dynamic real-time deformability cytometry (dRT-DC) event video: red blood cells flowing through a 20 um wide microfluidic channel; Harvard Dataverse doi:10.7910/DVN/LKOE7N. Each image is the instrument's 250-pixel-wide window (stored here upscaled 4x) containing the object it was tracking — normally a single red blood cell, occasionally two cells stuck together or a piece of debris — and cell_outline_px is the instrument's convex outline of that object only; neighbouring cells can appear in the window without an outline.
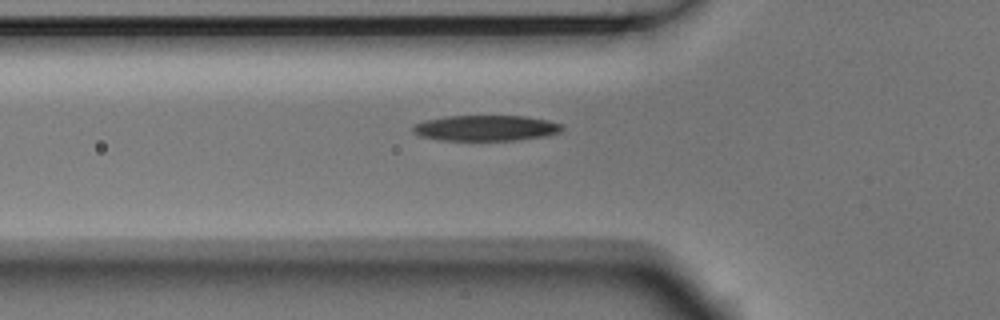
{"species": "Egyptian fruit bat (a non-hibernating species)", "species_latin": "Rousettus aegyptiacus", "temperature_condition": "room temperature", "stored_images_in_passage": 5, "camera_frame_rate_fps": 3000, "um_per_image_px": 0.085, "animal": {"sex": "male"}, "frame": {"image": 1, "passage_image": 5, "time_ms": 1.333, "image_size_px": [1000, 320], "cell_outline_px": [[564, 128], [560, 132], [544, 136], [516, 140], [440, 140], [420, 136], [412, 132], [412, 124], [424, 120], [444, 116], [524, 116], [548, 120], [564, 124]], "centroid_in_image_um": [41.27, 10.88], "position_along_channel_um": 84.5, "area_um2": 22.48}}